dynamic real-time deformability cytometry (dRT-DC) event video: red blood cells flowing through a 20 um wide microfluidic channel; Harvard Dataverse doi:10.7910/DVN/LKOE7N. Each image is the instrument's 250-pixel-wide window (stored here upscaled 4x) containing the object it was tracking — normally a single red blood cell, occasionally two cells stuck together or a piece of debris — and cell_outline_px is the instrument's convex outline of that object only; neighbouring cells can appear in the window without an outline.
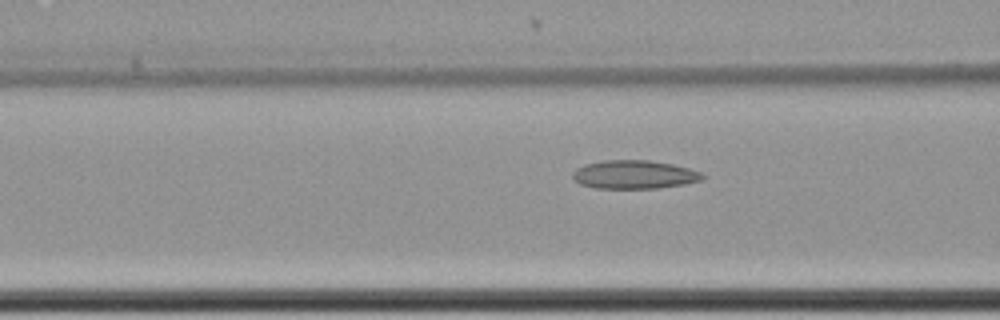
{"species": "common noctule bat (a hibernating species)", "species_latin": "Nyctalus noctula", "temperature_condition": "cold", "stored_images_in_passage": 23, "camera_frame_rate_fps": 3000, "um_per_image_px": 0.085, "animal": {"sex": "female", "body_mass_g": 22.7, "forearm_length_mm": 54.2}, "frame": {"image": 1, "passage_image": 20, "time_ms": 6.333, "image_size_px": [1000, 320], "cell_outline_px": [[708, 176], [704, 180], [684, 184], [656, 188], [596, 188], [580, 184], [572, 176], [572, 172], [576, 168], [584, 164], [604, 160], [648, 160], [672, 164], [688, 168], [700, 172]], "centroid_in_image_um": [53.93, 14.83], "position_along_channel_um": 112.7, "area_um2": 21.62}}